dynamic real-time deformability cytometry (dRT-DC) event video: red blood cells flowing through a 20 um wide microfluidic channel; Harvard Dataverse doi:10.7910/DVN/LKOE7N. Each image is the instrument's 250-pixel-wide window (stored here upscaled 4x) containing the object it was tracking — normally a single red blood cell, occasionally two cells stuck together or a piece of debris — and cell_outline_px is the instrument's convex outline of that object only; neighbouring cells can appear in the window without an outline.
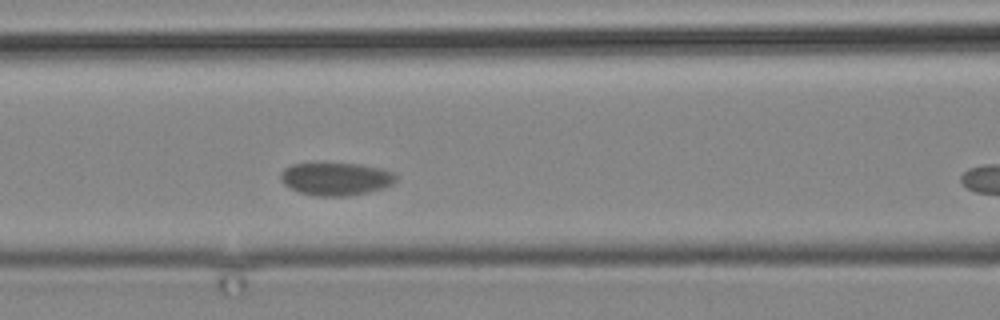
{"species": "common noctule bat (a hibernating species)", "species_latin": "Nyctalus noctula", "temperature_condition": "cold", "stored_images_in_passage": 4, "segment_of_instrument_passage": [1, 2], "camera_frame_rate_fps": 3000, "um_per_image_px": 0.085, "animal": {"sex": "male", "body_mass_g": 19.2, "forearm_length_mm": 51.8}, "frame": {"image": 1, "passage_image": 3, "time_ms": 2.333, "image_size_px": [1000, 320], "cell_outline_px": [[396, 180], [392, 184], [384, 188], [368, 192], [348, 196], [316, 196], [300, 192], [284, 184], [280, 180], [280, 172], [284, 168], [292, 164], [360, 164], [384, 168], [396, 172]], "centroid_in_image_um": [28.59, 15.2], "position_along_channel_um": 138.0, "area_um2": 22.14}}